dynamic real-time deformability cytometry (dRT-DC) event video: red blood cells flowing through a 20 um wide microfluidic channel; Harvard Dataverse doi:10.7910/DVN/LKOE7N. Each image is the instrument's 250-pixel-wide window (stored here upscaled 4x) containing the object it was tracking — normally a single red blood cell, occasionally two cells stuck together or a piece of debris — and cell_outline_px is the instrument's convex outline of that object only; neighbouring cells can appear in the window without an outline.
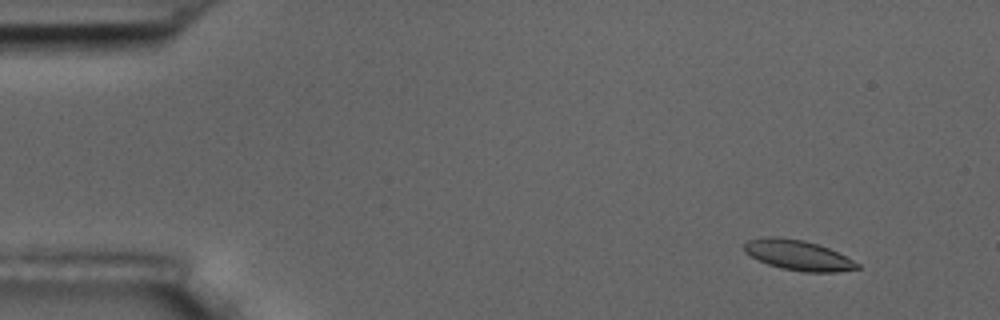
{"species": "common noctule bat (a hibernating species)", "species_latin": "Nyctalus noctula", "temperature_condition": "room temperature", "stored_images_in_passage": 5, "camera_frame_rate_fps": 3000, "um_per_image_px": 0.085, "animal": {"sex": "male", "body_mass_g": 17.5, "forearm_length_mm": 52.3}, "frame": {"image": 1, "passage_image": 2, "time_ms": 1.333, "image_size_px": [1000, 320], "cell_outline_px": [[860, 268], [836, 272], [804, 272], [780, 268], [768, 264], [752, 256], [744, 248], [744, 244], [748, 240], [760, 236], [776, 236], [804, 240], [828, 248], [860, 264]], "centroid_in_image_um": [67.82, 21.68], "position_along_channel_um": 17.2, "area_um2": 19.65}}
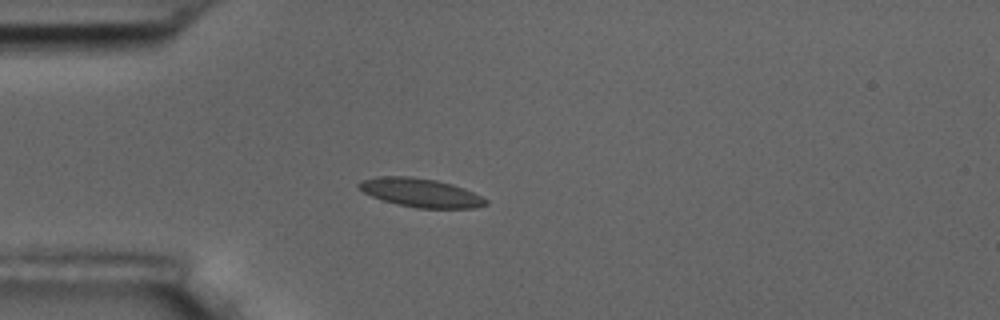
{"frame": {"image": 2, "passage_image": 5, "time_ms": 4.667, "image_size_px": [1000, 320], "cell_outline_px": [[488, 204], [476, 208], [416, 208], [396, 204], [372, 196], [364, 192], [356, 184], [360, 180], [376, 176], [412, 176], [436, 180], [452, 184], [464, 188], [488, 200]], "centroid_in_image_um": [35.74, 16.37], "position_along_channel_um": 49.3, "area_um2": 21.27}}